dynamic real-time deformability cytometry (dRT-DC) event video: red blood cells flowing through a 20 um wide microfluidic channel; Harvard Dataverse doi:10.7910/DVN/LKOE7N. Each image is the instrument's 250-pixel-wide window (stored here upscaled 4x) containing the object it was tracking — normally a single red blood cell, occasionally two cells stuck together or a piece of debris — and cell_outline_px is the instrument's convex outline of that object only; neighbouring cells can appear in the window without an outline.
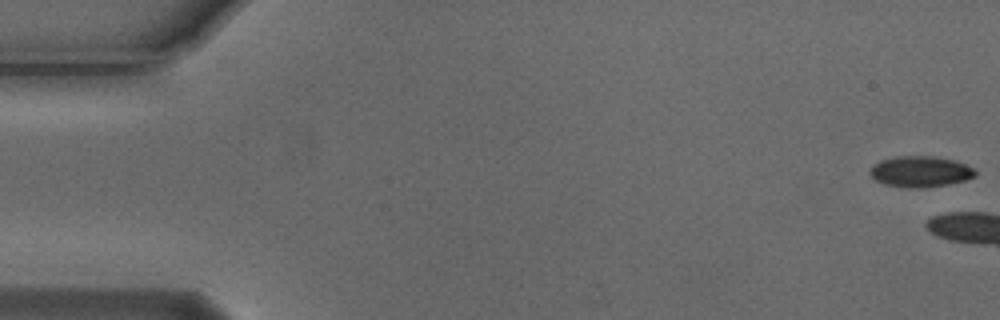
{"species": "Egyptian fruit bat (a non-hibernating species)", "species_latin": "Rousettus aegyptiacus", "temperature_condition": "cold", "stored_images_in_passage": 6, "camera_frame_rate_fps": 3000, "um_per_image_px": 0.085, "animal": {"sex": "male"}, "frame": {"image": 1, "passage_image": 1, "time_ms": 0.0, "image_size_px": [1000, 320], "cell_outline_px": [[976, 172], [972, 176], [964, 180], [948, 184], [920, 188], [908, 188], [884, 184], [876, 180], [872, 176], [872, 164], [880, 160], [896, 156], [932, 156], [952, 160], [964, 164], [972, 168]], "centroid_in_image_um": [78.18, 14.58], "position_along_channel_um": 6.8, "area_um2": 18.61}}
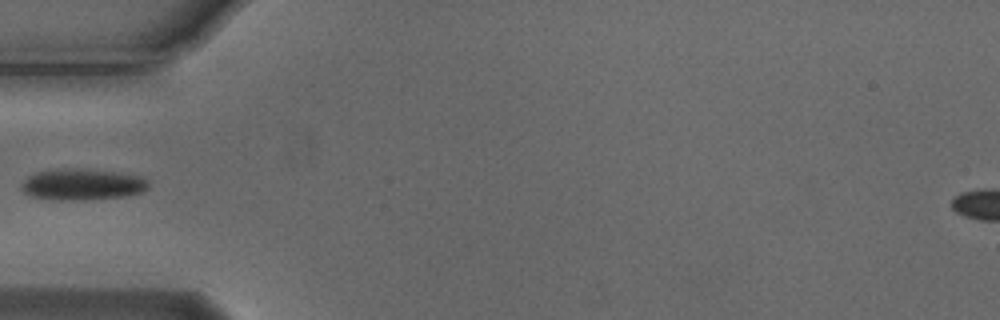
{"frame": {"image": 2, "passage_image": 6, "time_ms": 1.667, "image_size_px": [1000, 320], "cell_outline_px": [[148, 188], [144, 192], [124, 196], [84, 200], [56, 200], [32, 196], [24, 192], [20, 188], [24, 180], [28, 176], [36, 172], [64, 168], [80, 168], [112, 172], [140, 176], [148, 180]], "centroid_in_image_um": [6.99, 15.68], "position_along_channel_um": 78.0, "area_um2": 23.12}}